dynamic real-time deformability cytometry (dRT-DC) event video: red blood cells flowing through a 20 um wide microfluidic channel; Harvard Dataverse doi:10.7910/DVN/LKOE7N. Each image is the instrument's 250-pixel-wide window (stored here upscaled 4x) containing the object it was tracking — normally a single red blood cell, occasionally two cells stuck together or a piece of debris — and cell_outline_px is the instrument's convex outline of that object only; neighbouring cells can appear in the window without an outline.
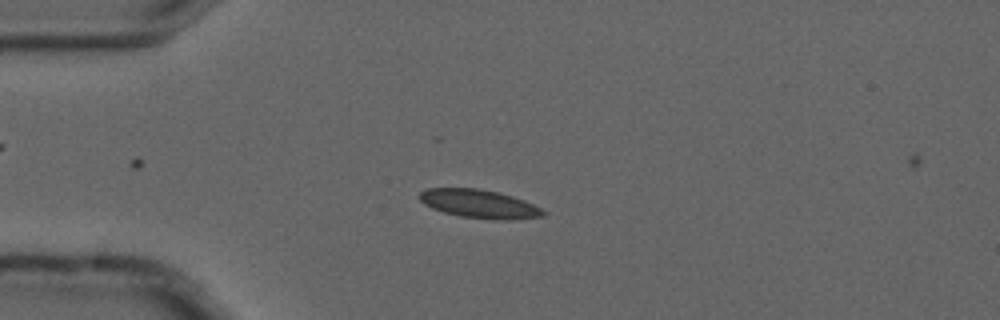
{"species": "common noctule bat (a hibernating species)", "species_latin": "Nyctalus noctula", "temperature_condition": "cold", "stored_images_in_passage": 6, "camera_frame_rate_fps": 3000, "um_per_image_px": 0.085, "animal": {"sex": "male", "forearm_length_mm": 52.5}, "frame": {"image": 1, "passage_image": 6, "time_ms": 1.667, "image_size_px": [1000, 320], "cell_outline_px": [[548, 212], [544, 216], [512, 220], [492, 220], [460, 216], [444, 212], [432, 208], [424, 204], [416, 196], [424, 188], [476, 188], [496, 192], [512, 196], [524, 200]], "centroid_in_image_um": [40.72, 17.33], "position_along_channel_um": 44.3, "area_um2": 20.69}}